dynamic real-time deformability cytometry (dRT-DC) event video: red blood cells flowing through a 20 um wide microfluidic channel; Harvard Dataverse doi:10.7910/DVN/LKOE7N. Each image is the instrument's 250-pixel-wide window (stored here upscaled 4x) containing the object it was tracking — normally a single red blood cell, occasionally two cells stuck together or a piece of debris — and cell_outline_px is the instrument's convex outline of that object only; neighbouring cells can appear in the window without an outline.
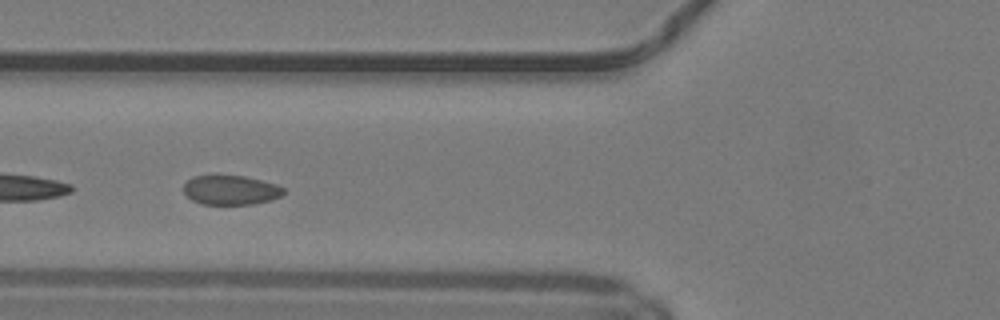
{"species": "common noctule bat (a hibernating species)", "species_latin": "Nyctalus noctula", "temperature_condition": "warm", "stored_images_in_passage": 37, "camera_frame_rate_fps": 3000, "um_per_image_px": 0.085, "animal": {"sex": "male", "body_mass_g": 19.2, "forearm_length_mm": 51.8}, "frame": {"image": 1, "passage_image": 11, "time_ms": 3.333, "image_size_px": [1000, 320], "cell_outline_px": [[284, 192], [280, 196], [272, 200], [252, 204], [204, 204], [192, 200], [184, 192], [184, 184], [192, 176], [216, 172], [244, 176], [276, 184], [284, 188]], "centroid_in_image_um": [19.57, 16.1], "position_along_channel_um": 106.2, "area_um2": 17.69}, "authors_computed_cell_mechanics": {"area_um2": 18.207, "velocity_mm_per_s": 4.1531, "shape_relaxation_time_tau1_ms": 4.8038, "shape_relaxation_time_tau2_ms": null, "deformation_change_tau1": 0.05, "deformation_change_tau2": null}}